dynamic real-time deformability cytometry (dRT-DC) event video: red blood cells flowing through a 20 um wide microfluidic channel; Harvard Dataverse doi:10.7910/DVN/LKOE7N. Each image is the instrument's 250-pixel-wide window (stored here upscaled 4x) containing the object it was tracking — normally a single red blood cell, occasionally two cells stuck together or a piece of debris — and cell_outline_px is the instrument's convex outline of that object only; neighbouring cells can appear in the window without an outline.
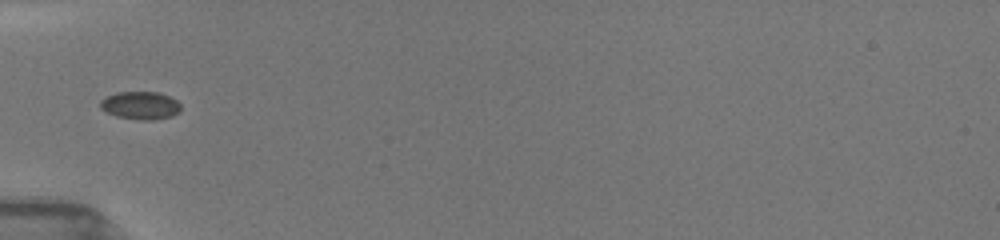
{"species": "common noctule bat (a hibernating species)", "species_latin": "Nyctalus noctula", "temperature_condition": "room temperature", "stored_images_in_passage": 5, "camera_frame_rate_fps": 3000, "um_per_image_px": 0.085, "animal": {"sex": "female", "body_mass_g": 19.5, "forearm_length_mm": 54.1}, "frame": {"image": 1, "passage_image": 1, "time_ms": 0.0, "image_size_px": [1000, 240], "cell_outline_px": [[180, 112], [172, 116], [152, 120], [140, 120], [116, 116], [100, 108], [100, 100], [116, 92], [160, 92], [176, 100], [180, 104]], "centroid_in_image_um": [11.95, 8.96], "position_along_channel_um": 73.1, "area_um2": 13.06}}
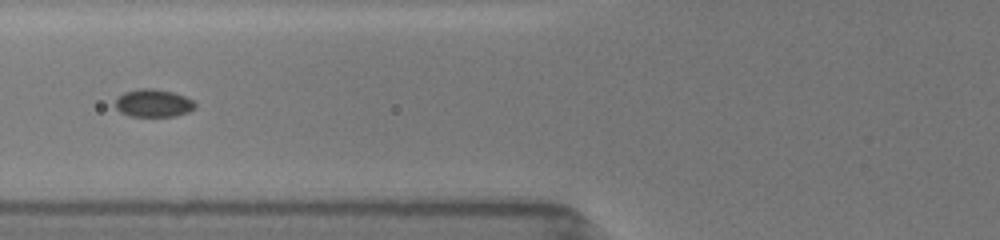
{"frame": {"image": 2, "passage_image": 4, "time_ms": 1.0, "image_size_px": [1000, 240], "cell_outline_px": [[196, 108], [188, 112], [176, 116], [128, 116], [120, 112], [116, 108], [116, 100], [124, 92], [140, 88], [152, 88], [172, 92], [184, 96], [192, 100], [196, 104]], "centroid_in_image_um": [13.05, 8.77], "position_along_channel_um": 112.8, "area_um2": 12.89}}